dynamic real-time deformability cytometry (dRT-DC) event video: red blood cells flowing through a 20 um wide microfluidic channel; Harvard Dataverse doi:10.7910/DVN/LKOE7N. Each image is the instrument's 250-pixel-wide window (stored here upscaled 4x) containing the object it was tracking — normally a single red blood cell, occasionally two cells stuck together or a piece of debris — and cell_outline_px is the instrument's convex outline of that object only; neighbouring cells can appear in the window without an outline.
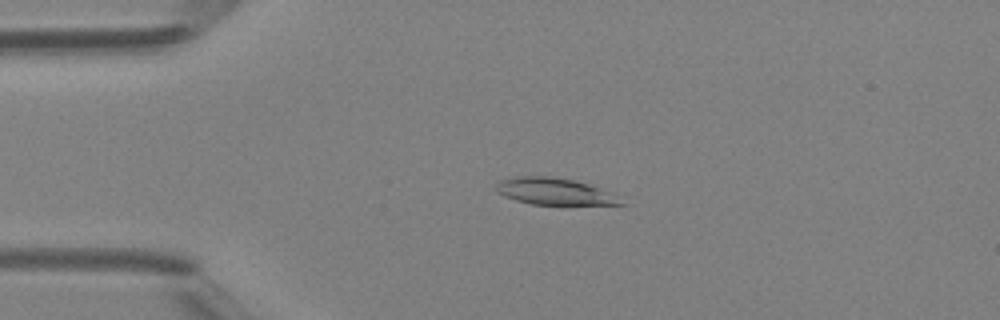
{"species": "Egyptian fruit bat (a non-hibernating species)", "species_latin": "Rousettus aegyptiacus", "temperature_condition": "room temperature", "stored_images_in_passage": 28, "camera_frame_rate_fps": 3000, "um_per_image_px": 0.085, "animal": {"sex": "female"}, "frame": {"image": 1, "passage_image": 4, "time_ms": 1.0, "image_size_px": [1000, 320], "cell_outline_px": [[624, 204], [532, 204], [516, 200], [504, 196], [496, 192], [496, 184], [500, 180], [516, 176], [552, 176], [572, 180], [588, 184], [604, 192]], "centroid_in_image_um": [46.92, 16.25], "position_along_channel_um": 38.1, "area_um2": 18.61}}
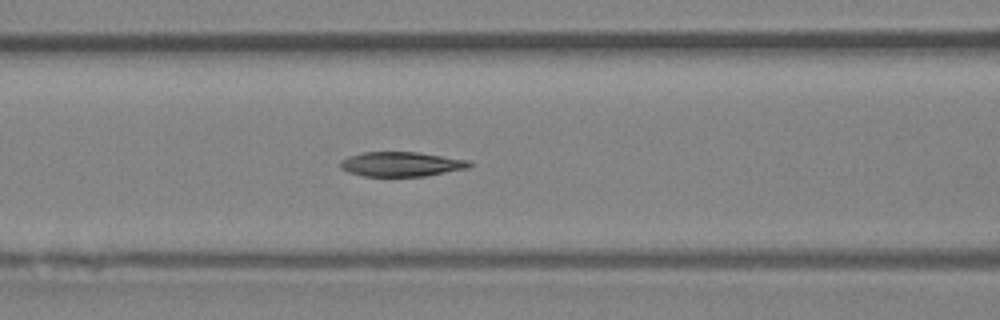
{"frame": {"image": 2, "passage_image": 13, "time_ms": 4.0, "image_size_px": [1000, 320], "cell_outline_px": [[472, 168], [424, 176], [364, 176], [348, 172], [340, 168], [340, 160], [348, 156], [364, 152], [416, 152], [468, 160], [472, 164]], "centroid_in_image_um": [34.11, 13.95], "position_along_channel_um": 132.5, "area_um2": 18.55}}
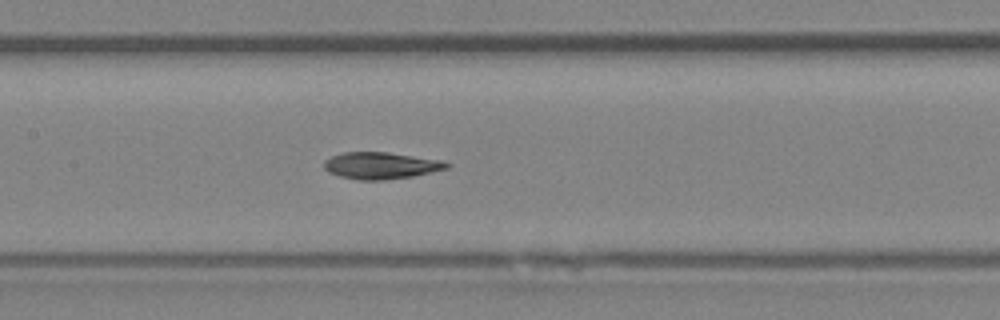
{"frame": {"image": 3, "passage_image": 16, "time_ms": 5.0, "image_size_px": [1000, 320], "cell_outline_px": [[452, 164], [448, 168], [412, 176], [384, 180], [356, 180], [340, 176], [328, 172], [324, 168], [324, 160], [332, 156], [344, 152], [388, 152], [444, 160]], "centroid_in_image_um": [32.39, 14.07], "position_along_channel_um": 175.0, "area_um2": 19.25}, "authors_computed_cell_mechanics": {"area_um2": 18.9584, "velocity_mm_per_s": 4.2988, "shape_relaxation_time_tau1_ms": 2.1422, "shape_relaxation_time_tau2_ms": null, "deformation_change_tau1": 0.0822, "deformation_change_tau2": null}}